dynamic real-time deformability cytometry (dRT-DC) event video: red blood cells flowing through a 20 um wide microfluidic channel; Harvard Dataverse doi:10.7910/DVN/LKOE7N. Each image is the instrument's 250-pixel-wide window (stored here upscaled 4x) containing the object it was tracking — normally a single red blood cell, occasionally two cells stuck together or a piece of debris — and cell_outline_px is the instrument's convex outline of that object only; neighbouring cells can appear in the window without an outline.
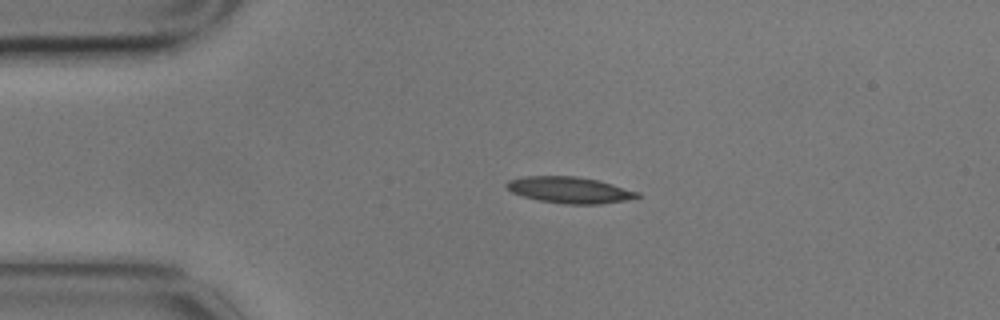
{"species": "common noctule bat (a hibernating species)", "species_latin": "Nyctalus noctula", "temperature_condition": "cold", "stored_images_in_passage": 2, "camera_frame_rate_fps": 3000, "um_per_image_px": 0.085, "animal": {"sex": "male", "body_mass_g": 17.9}, "frame": {"image": 1, "passage_image": 1, "time_ms": 0.0, "image_size_px": [1000, 320], "cell_outline_px": [[640, 196], [624, 200], [600, 204], [564, 204], [540, 200], [524, 196], [512, 192], [504, 184], [508, 180], [524, 176], [576, 176], [600, 180], [640, 192]], "centroid_in_image_um": [48.42, 16.13], "position_along_channel_um": 36.6, "area_um2": 20.0}}